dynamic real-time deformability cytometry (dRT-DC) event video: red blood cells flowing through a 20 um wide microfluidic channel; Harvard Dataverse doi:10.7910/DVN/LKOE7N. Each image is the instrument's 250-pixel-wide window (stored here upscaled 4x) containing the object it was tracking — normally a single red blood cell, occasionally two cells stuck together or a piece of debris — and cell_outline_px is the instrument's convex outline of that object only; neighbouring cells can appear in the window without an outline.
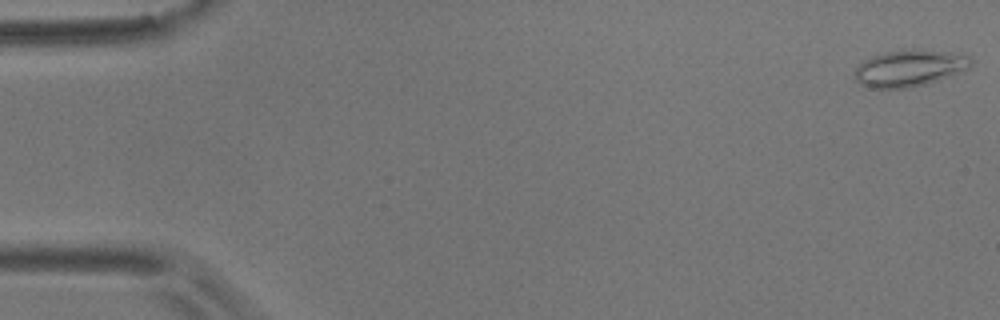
{"species": "common noctule bat (a hibernating species)", "species_latin": "Nyctalus noctula", "temperature_condition": "room temperature", "stored_images_in_passage": 4, "camera_frame_rate_fps": 3000, "um_per_image_px": 0.085, "animal": {"sex": "male", "body_mass_g": 17.9}, "frame": {"image": 1, "passage_image": 1, "time_ms": 0.0, "image_size_px": [1000, 320], "cell_outline_px": [[972, 64], [964, 72], [924, 84], [908, 88], [872, 88], [856, 80], [856, 68], [864, 60], [872, 56], [884, 52], [912, 48], [916, 48], [952, 52], [972, 56]], "centroid_in_image_um": [77.39, 5.76], "position_along_channel_um": 7.6, "area_um2": 24.97}}